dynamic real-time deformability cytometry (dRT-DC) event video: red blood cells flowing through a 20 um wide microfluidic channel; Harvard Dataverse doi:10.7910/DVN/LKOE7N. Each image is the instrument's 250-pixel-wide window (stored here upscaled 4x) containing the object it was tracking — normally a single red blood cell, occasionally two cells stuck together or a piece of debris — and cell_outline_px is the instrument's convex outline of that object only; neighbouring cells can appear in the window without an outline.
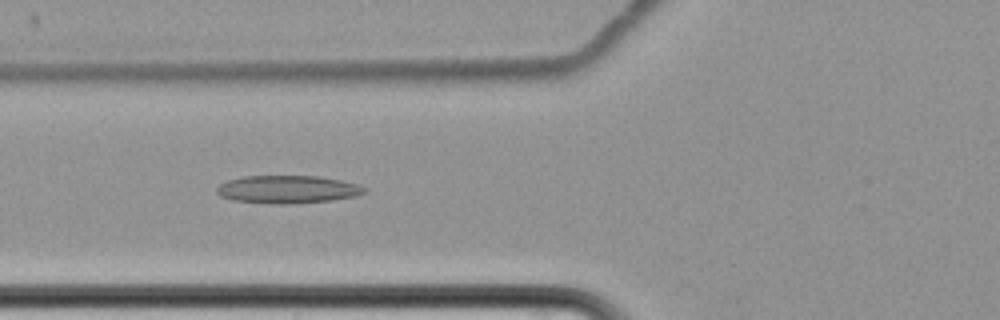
{"species": "common noctule bat (a hibernating species)", "species_latin": "Nyctalus noctula", "temperature_condition": "cold", "stored_images_in_passage": 12, "camera_frame_rate_fps": 3000, "um_per_image_px": 0.085, "animal": {"sex": "female", "body_mass_g": 22.7, "forearm_length_mm": 54.2}, "frame": {"image": 1, "passage_image": 7, "time_ms": 8.333, "image_size_px": [1000, 320], "cell_outline_px": [[368, 192], [356, 196], [328, 200], [292, 204], [276, 204], [232, 200], [220, 196], [216, 192], [216, 188], [220, 184], [228, 180], [244, 176], [316, 176], [340, 180], [356, 184], [368, 188]], "centroid_in_image_um": [24.44, 16.1], "position_along_channel_um": 101.4, "area_um2": 23.93}}
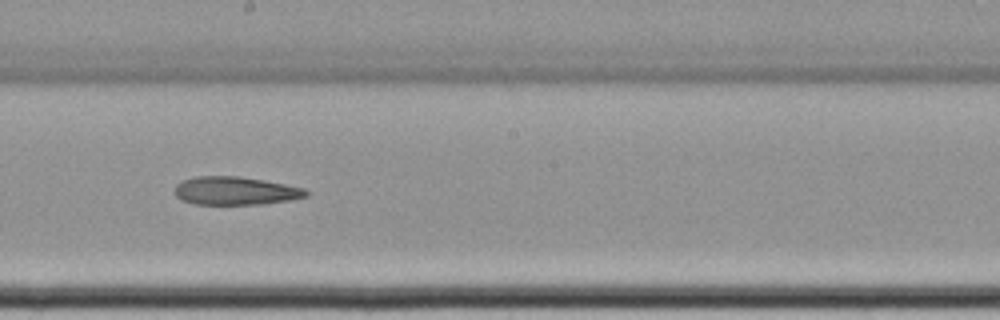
{"frame": {"image": 2, "passage_image": 10, "time_ms": 12.0, "image_size_px": [1000, 320], "cell_outline_px": [[312, 192], [308, 196], [288, 200], [260, 204], [196, 204], [180, 200], [176, 196], [176, 184], [180, 180], [196, 176], [240, 176], [264, 180], [304, 188]], "centroid_in_image_um": [20.01, 16.21], "position_along_channel_um": 228.2, "area_um2": 21.68}}
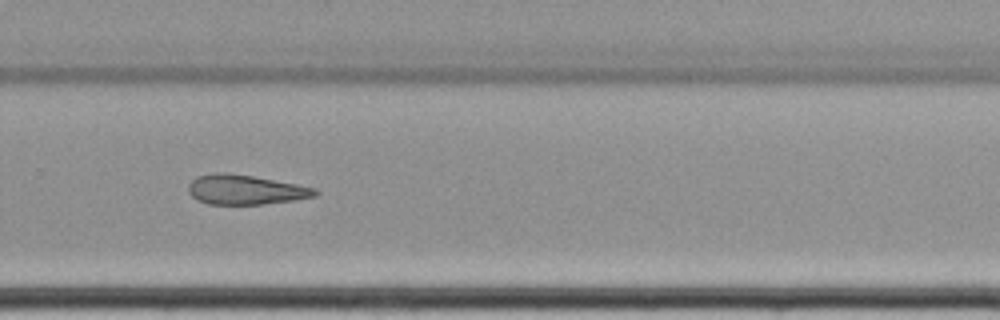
{"frame": {"image": 3, "passage_image": 12, "time_ms": 14.333, "image_size_px": [1000, 320], "cell_outline_px": [[320, 192], [316, 196], [292, 200], [264, 204], [208, 204], [196, 200], [188, 192], [188, 184], [196, 176], [216, 172], [228, 172], [252, 176], [296, 184], [316, 188]], "centroid_in_image_um": [20.83, 16.12], "position_along_channel_um": 309.0, "area_um2": 21.96}}